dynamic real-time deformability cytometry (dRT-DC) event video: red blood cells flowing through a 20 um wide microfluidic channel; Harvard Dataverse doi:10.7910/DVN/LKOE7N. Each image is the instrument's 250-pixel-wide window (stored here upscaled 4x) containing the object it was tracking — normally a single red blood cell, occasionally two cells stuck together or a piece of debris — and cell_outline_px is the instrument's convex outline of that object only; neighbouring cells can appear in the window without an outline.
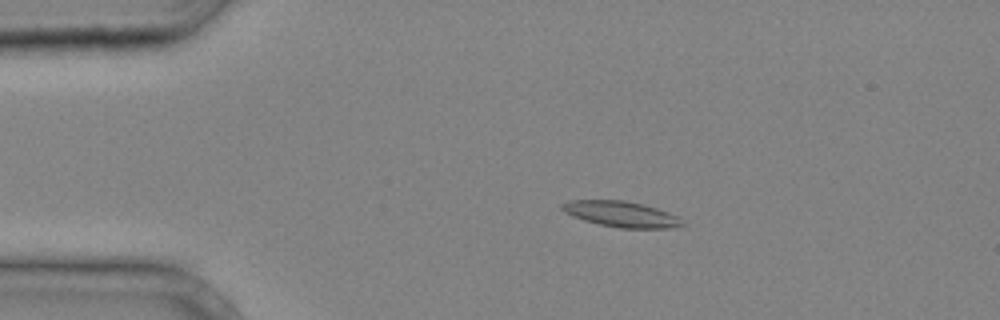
{"species": "common noctule bat (a hibernating species)", "species_latin": "Nyctalus noctula", "temperature_condition": "cold", "stored_images_in_passage": 37, "camera_frame_rate_fps": 3000, "um_per_image_px": 0.085, "animal": {"sex": "male", "body_mass_g": 20.4}, "frame": {"image": 1, "passage_image": 7, "time_ms": 2.0, "image_size_px": [1000, 320], "cell_outline_px": [[688, 224], [672, 228], [620, 228], [600, 224], [584, 220], [572, 216], [564, 212], [560, 208], [560, 204], [568, 200], [624, 200], [656, 208], [680, 216]], "centroid_in_image_um": [52.83, 18.2], "position_along_channel_um": 32.2, "area_um2": 18.21}}
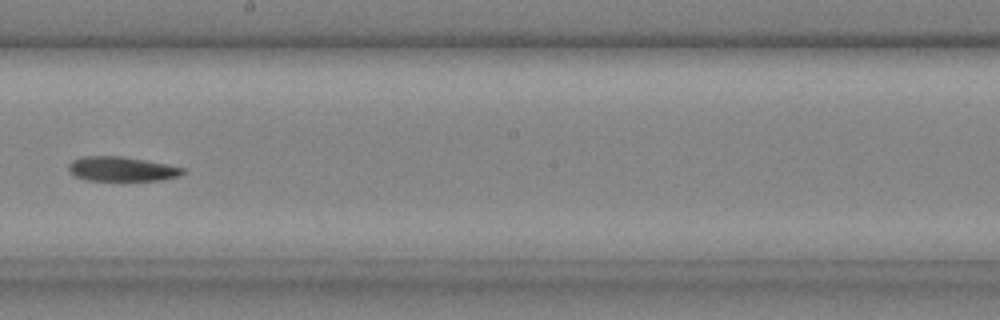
{"frame": {"image": 2, "passage_image": 22, "time_ms": 7.0, "image_size_px": [1000, 320], "cell_outline_px": [[184, 172], [180, 176], [164, 180], [88, 180], [76, 176], [68, 168], [68, 164], [72, 160], [80, 156], [124, 156], [184, 168]], "centroid_in_image_um": [10.34, 14.35], "position_along_channel_um": 237.9, "area_um2": 16.18}}
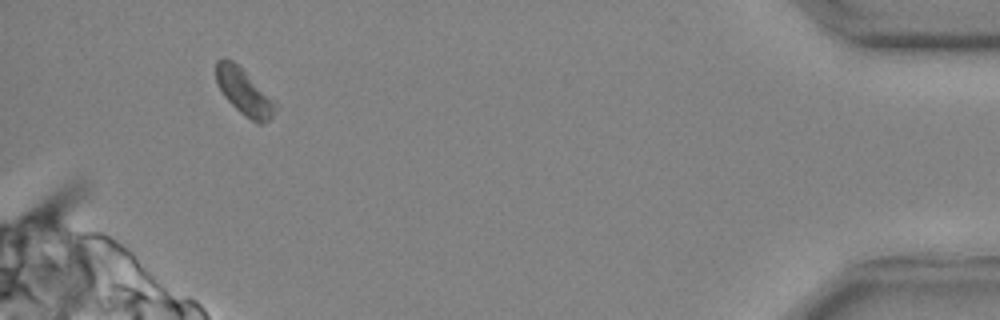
{"frame": {"image": 3, "passage_image": 36, "time_ms": 11.667, "image_size_px": [1000, 320], "cell_outline_px": [[280, 104], [272, 116], [268, 120], [260, 124], [256, 124], [244, 116], [224, 96], [216, 84], [216, 60], [224, 56], [232, 60], [276, 100]], "centroid_in_image_um": [20.77, 7.82], "position_along_channel_um": 414.4, "area_um2": 16.24}}